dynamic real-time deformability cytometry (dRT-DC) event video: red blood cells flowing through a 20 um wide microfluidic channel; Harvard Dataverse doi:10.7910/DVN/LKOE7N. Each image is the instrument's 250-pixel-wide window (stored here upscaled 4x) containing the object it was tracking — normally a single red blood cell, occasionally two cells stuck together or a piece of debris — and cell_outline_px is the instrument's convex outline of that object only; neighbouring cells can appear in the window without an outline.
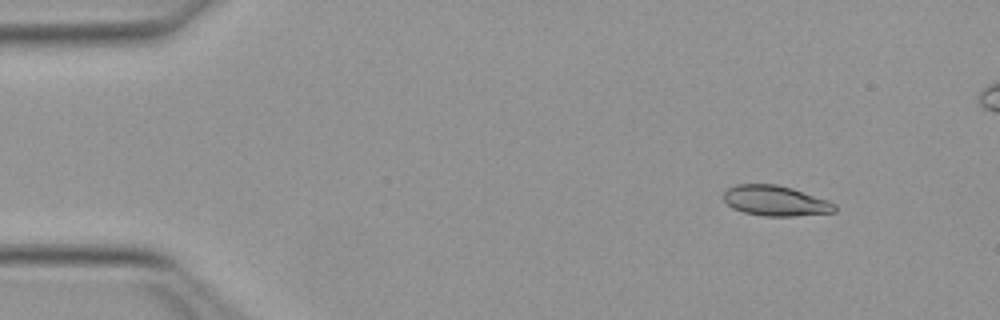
{"species": "Egyptian fruit bat (a non-hibernating species)", "species_latin": "Rousettus aegyptiacus", "temperature_condition": "warm", "stored_images_in_passage": 10, "camera_frame_rate_fps": 3000, "um_per_image_px": 0.085, "animal": {"sex": "female"}, "frame": {"image": 1, "passage_image": 1, "time_ms": 0.0, "image_size_px": [1000, 320], "cell_outline_px": [[836, 212], [792, 216], [764, 216], [744, 212], [732, 208], [724, 200], [724, 192], [728, 188], [736, 184], [776, 184], [792, 188], [828, 200], [836, 204]], "centroid_in_image_um": [65.92, 17.06], "position_along_channel_um": 19.1, "area_um2": 19.59}}